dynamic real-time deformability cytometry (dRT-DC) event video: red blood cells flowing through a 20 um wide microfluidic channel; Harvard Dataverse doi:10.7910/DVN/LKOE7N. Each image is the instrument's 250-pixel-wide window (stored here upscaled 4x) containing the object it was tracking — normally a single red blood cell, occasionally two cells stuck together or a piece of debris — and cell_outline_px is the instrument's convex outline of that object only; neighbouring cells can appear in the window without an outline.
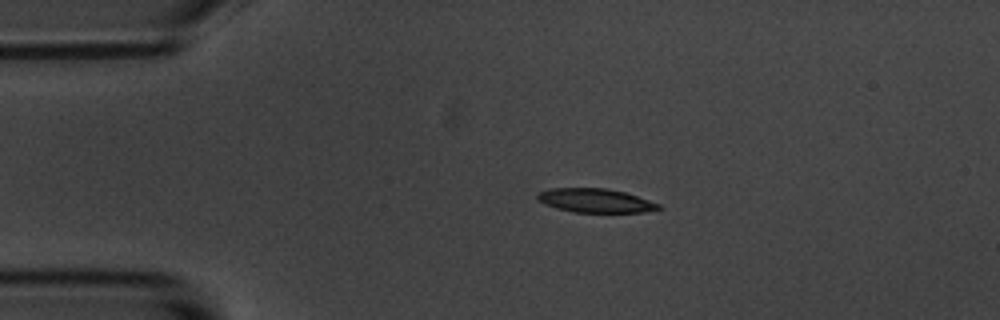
{"species": "common noctule bat (a hibernating species)", "species_latin": "Nyctalus noctula", "temperature_condition": "room temperature", "stored_images_in_passage": 4, "camera_frame_rate_fps": 3000, "um_per_image_px": 0.085, "animal": {"sex": "male", "body_mass_g": 20.1, "forearm_length_mm": 53.5}, "frame": {"image": 1, "passage_image": 3, "time_ms": 2.333, "image_size_px": [1000, 320], "cell_outline_px": [[660, 208], [644, 212], [572, 212], [556, 208], [544, 204], [536, 200], [536, 196], [540, 192], [548, 188], [608, 188], [624, 192], [660, 204]], "centroid_in_image_um": [50.54, 17.04], "position_along_channel_um": 34.5, "area_um2": 16.82}}